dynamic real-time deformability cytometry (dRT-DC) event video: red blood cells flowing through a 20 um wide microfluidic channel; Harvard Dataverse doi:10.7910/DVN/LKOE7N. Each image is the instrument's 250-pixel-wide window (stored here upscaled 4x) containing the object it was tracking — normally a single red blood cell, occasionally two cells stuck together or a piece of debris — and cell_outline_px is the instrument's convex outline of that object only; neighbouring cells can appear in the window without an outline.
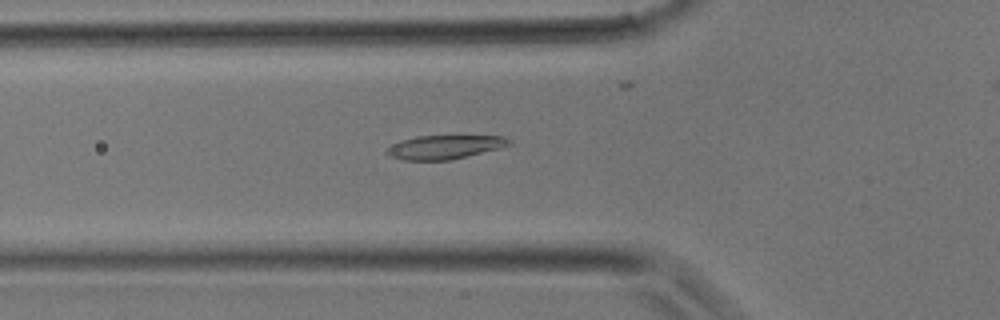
{"species": "common noctule bat (a hibernating species)", "species_latin": "Nyctalus noctula", "temperature_condition": "room temperature", "stored_images_in_passage": 32, "camera_frame_rate_fps": 3000, "um_per_image_px": 0.085, "animal": {"sex": "male", "body_mass_g": 17.9}, "frame": {"image": 1, "passage_image": 8, "time_ms": 2.333, "image_size_px": [1000, 320], "cell_outline_px": [[512, 144], [500, 148], [452, 160], [400, 160], [388, 156], [384, 152], [384, 148], [400, 140], [416, 136], [504, 136]], "centroid_in_image_um": [37.7, 12.51], "position_along_channel_um": 88.1, "area_um2": 17.17}}
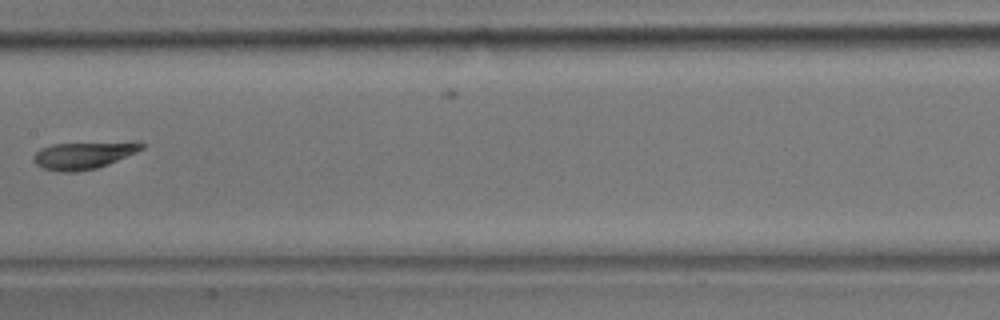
{"frame": {"image": 2, "passage_image": 14, "time_ms": 4.333, "image_size_px": [1000, 320], "cell_outline_px": [[144, 148], [136, 152], [108, 164], [96, 168], [76, 172], [60, 172], [44, 168], [36, 164], [32, 160], [32, 156], [40, 148], [52, 144], [144, 144]], "centroid_in_image_um": [6.94, 13.25], "position_along_channel_um": 200.5, "area_um2": 16.24}}
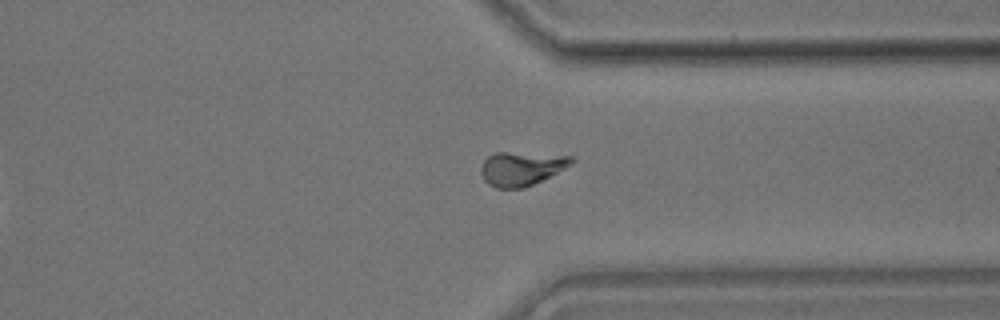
{"frame": {"image": 3, "passage_image": 23, "time_ms": 7.333, "image_size_px": [1000, 320], "cell_outline_px": [[576, 160], [572, 164], [532, 184], [520, 188], [496, 188], [488, 184], [484, 180], [480, 172], [480, 168], [484, 160], [488, 156], [496, 152], [504, 152], [572, 156]], "centroid_in_image_um": [44.28, 14.32], "position_along_channel_um": 367.1, "area_um2": 17.57}}